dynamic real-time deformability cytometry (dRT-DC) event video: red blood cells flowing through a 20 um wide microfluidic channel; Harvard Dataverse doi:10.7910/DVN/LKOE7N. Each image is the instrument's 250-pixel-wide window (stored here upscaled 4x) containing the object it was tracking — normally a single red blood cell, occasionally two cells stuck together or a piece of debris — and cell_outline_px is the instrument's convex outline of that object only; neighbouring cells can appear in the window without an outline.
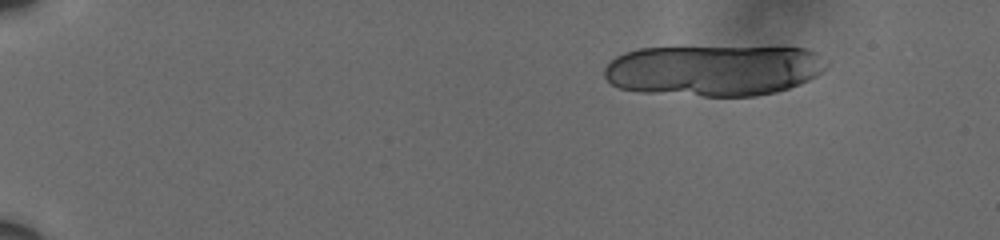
{"species": "human", "species_latin": "Homo sapiens", "temperature_condition": "cold", "stored_images_in_passage": 19, "camera_frame_rate_fps": 3000, "um_per_image_px": 0.085, "donor": {"sex": "male"}, "frame": {"image": 1, "passage_image": 3, "time_ms": 0.667, "image_size_px": [1000, 240], "cell_outline_px": [[824, 68], [816, 76], [800, 84], [776, 92], [756, 96], [704, 96], [640, 92], [620, 88], [612, 84], [604, 76], [604, 68], [616, 56], [624, 52], [640, 48], [804, 48], [816, 52]], "centroid_in_image_um": [60.59, 6.0], "position_along_channel_um": 24.4, "area_um2": 65.43}}